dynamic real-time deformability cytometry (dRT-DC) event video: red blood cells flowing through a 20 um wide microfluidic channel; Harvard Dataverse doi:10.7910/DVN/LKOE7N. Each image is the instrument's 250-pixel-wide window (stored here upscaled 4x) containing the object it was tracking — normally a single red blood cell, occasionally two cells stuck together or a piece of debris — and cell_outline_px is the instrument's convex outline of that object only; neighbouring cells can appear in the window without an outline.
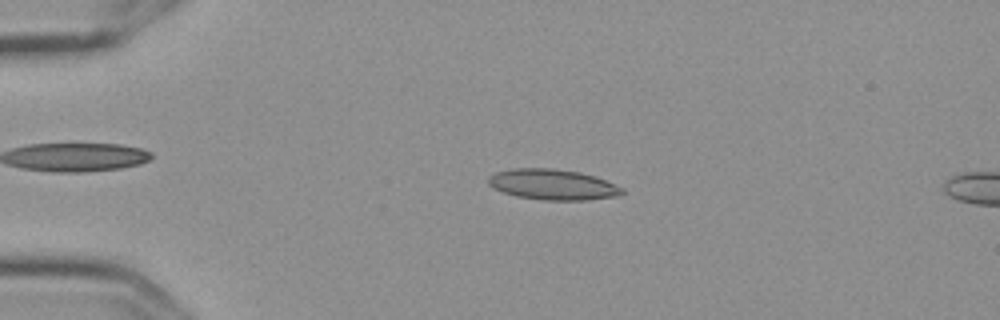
{"species": "Egyptian fruit bat (a non-hibernating species)", "species_latin": "Rousettus aegyptiacus", "temperature_condition": "cold", "stored_images_in_passage": 5, "camera_frame_rate_fps": 3000, "um_per_image_px": 0.085, "frame": {"image": 1, "passage_image": 3, "time_ms": 0.667, "image_size_px": [1000, 320], "cell_outline_px": [[624, 192], [620, 196], [588, 200], [544, 200], [516, 196], [492, 188], [488, 184], [488, 176], [496, 172], [512, 168], [552, 168], [580, 172], [596, 176], [624, 188]], "centroid_in_image_um": [47.0, 15.68], "position_along_channel_um": 38.0, "area_um2": 24.1}}